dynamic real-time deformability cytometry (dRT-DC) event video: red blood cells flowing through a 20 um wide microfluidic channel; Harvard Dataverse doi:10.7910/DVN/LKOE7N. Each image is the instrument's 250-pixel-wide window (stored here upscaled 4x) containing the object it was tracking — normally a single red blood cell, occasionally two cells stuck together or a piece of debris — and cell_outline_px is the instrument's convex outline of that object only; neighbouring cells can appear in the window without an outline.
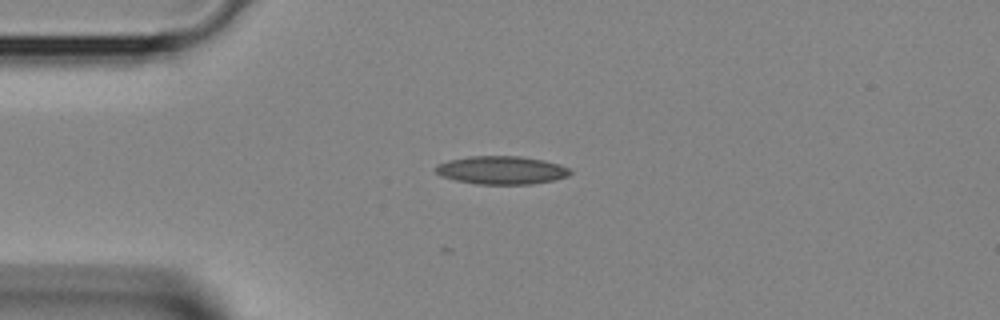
{"species": "Egyptian fruit bat (a non-hibernating species)", "species_latin": "Rousettus aegyptiacus", "temperature_condition": "room temperature", "stored_images_in_passage": 2, "camera_frame_rate_fps": 3000, "um_per_image_px": 0.085, "animal": {"sex": "female"}, "frame": {"image": 1, "passage_image": 1, "time_ms": 0.0, "image_size_px": [1000, 320], "cell_outline_px": [[572, 172], [568, 176], [552, 180], [532, 184], [476, 184], [456, 180], [440, 176], [432, 168], [436, 164], [448, 160], [468, 156], [520, 156], [544, 160], [560, 164], [568, 168]], "centroid_in_image_um": [42.58, 14.46], "position_along_channel_um": 42.4, "area_um2": 22.25}}